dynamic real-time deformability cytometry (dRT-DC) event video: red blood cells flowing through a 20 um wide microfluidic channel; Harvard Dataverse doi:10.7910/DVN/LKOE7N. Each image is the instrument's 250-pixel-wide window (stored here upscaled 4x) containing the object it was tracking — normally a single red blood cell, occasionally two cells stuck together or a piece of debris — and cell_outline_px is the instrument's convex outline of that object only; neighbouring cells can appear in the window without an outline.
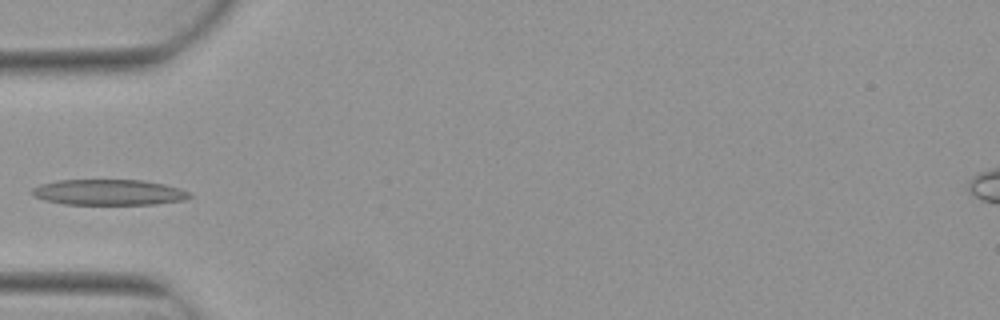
{"species": "Egyptian fruit bat (a non-hibernating species)", "species_latin": "Rousettus aegyptiacus", "temperature_condition": "warm", "stored_images_in_passage": 3, "camera_frame_rate_fps": 3000, "um_per_image_px": 0.085, "animal": {"sex": "female"}, "frame": {"image": 1, "passage_image": 2, "time_ms": 0.333, "image_size_px": [1000, 320], "cell_outline_px": [[192, 196], [184, 200], [156, 204], [64, 204], [44, 200], [32, 196], [28, 192], [32, 188], [40, 184], [56, 180], [144, 180], [164, 184], [180, 188], [188, 192]], "centroid_in_image_um": [9.19, 16.34], "position_along_channel_um": 75.8, "area_um2": 23.76}}
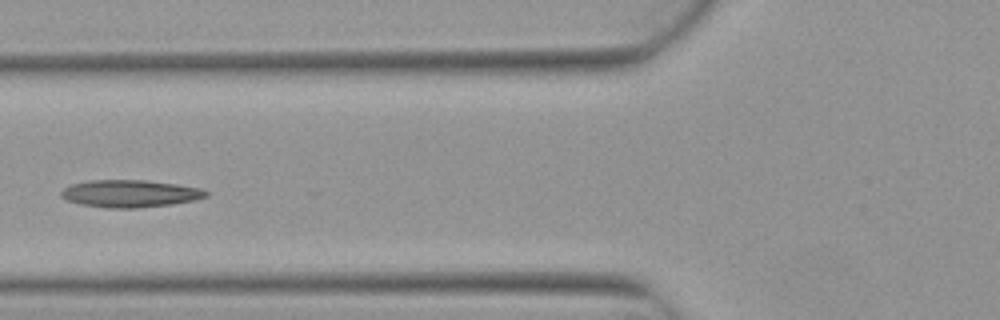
{"frame": {"image": 2, "passage_image": 3, "time_ms": 0.667, "image_size_px": [1000, 320], "cell_outline_px": [[208, 196], [196, 200], [172, 204], [136, 208], [104, 208], [84, 204], [68, 200], [60, 196], [60, 192], [68, 184], [88, 180], [144, 180], [176, 184], [200, 188], [208, 192]], "centroid_in_image_um": [11.04, 16.45], "position_along_channel_um": 114.8, "area_um2": 23.12}}